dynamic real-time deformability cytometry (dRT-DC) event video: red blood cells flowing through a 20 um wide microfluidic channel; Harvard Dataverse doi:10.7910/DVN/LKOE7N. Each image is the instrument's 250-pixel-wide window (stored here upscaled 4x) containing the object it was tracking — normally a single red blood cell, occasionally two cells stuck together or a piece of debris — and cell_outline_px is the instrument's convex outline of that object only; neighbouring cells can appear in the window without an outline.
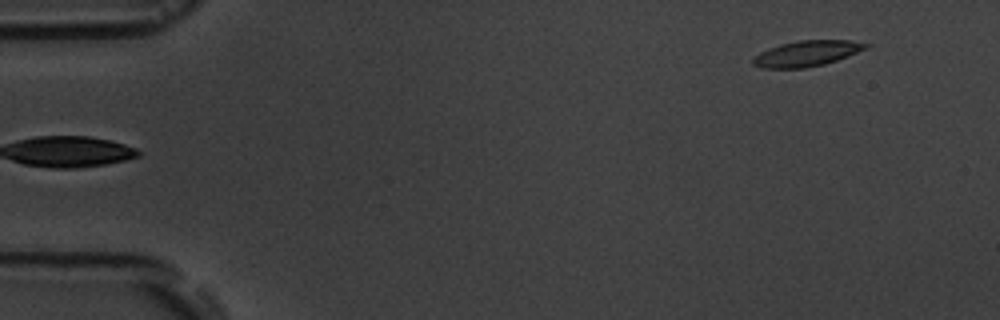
{"species": "common noctule bat (a hibernating species)", "species_latin": "Nyctalus noctula", "temperature_condition": "room temperature", "stored_images_in_passage": 5, "camera_frame_rate_fps": 3000, "um_per_image_px": 0.085, "animal": {"sex": "male", "body_mass_g": 19.5, "forearm_length_mm": 54.6}, "frame": {"image": 1, "passage_image": 5, "time_ms": 4.667, "image_size_px": [1000, 320], "cell_outline_px": [[872, 44], [868, 48], [848, 56], [824, 64], [804, 68], [760, 68], [752, 64], [752, 60], [760, 52], [780, 44], [800, 40], [852, 40]], "centroid_in_image_um": [68.61, 4.54], "position_along_channel_um": 16.4, "area_um2": 16.88}}